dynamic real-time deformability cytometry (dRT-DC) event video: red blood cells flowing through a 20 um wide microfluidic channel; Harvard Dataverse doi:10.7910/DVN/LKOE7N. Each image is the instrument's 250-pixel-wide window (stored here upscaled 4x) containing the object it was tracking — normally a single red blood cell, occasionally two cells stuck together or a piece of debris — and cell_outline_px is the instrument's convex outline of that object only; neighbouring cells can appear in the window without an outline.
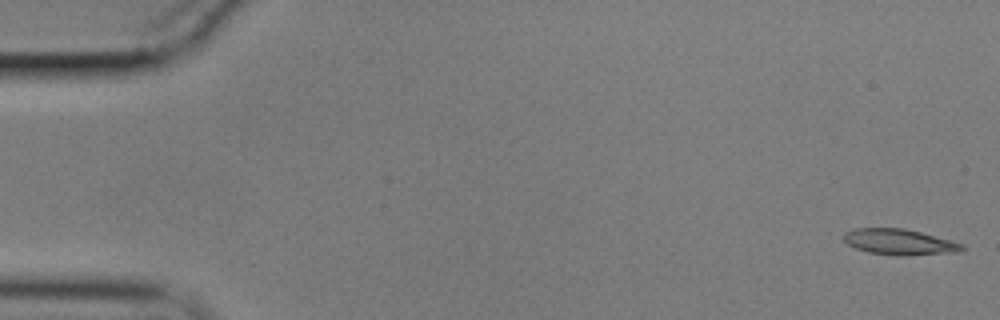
{"species": "common noctule bat (a hibernating species)", "species_latin": "Nyctalus noctula", "temperature_condition": "cold", "stored_images_in_passage": 17, "camera_frame_rate_fps": 3000, "um_per_image_px": 0.085, "animal": {"sex": "male", "body_mass_g": 17.9}, "frame": {"image": 1, "passage_image": 1, "time_ms": 0.0, "image_size_px": [1000, 320], "cell_outline_px": [[964, 248], [960, 252], [904, 256], [896, 256], [868, 252], [856, 248], [848, 244], [844, 240], [844, 232], [856, 228], [904, 228], [920, 232], [964, 244]], "centroid_in_image_um": [76.45, 20.57], "position_along_channel_um": 8.5, "area_um2": 17.8}}
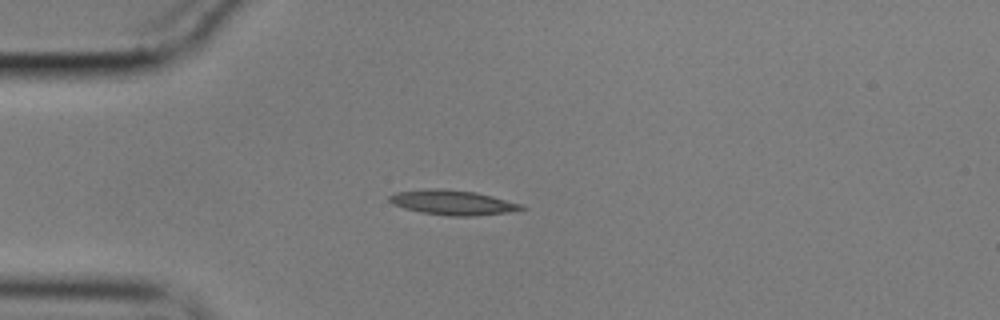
{"frame": {"image": 2, "passage_image": 14, "time_ms": 4.333, "image_size_px": [1000, 320], "cell_outline_px": [[528, 208], [508, 212], [476, 216], [448, 216], [420, 212], [404, 208], [392, 204], [388, 200], [388, 196], [396, 192], [432, 188], [440, 188], [476, 192], [524, 204]], "centroid_in_image_um": [38.49, 17.21], "position_along_channel_um": 46.5, "area_um2": 19.25}}